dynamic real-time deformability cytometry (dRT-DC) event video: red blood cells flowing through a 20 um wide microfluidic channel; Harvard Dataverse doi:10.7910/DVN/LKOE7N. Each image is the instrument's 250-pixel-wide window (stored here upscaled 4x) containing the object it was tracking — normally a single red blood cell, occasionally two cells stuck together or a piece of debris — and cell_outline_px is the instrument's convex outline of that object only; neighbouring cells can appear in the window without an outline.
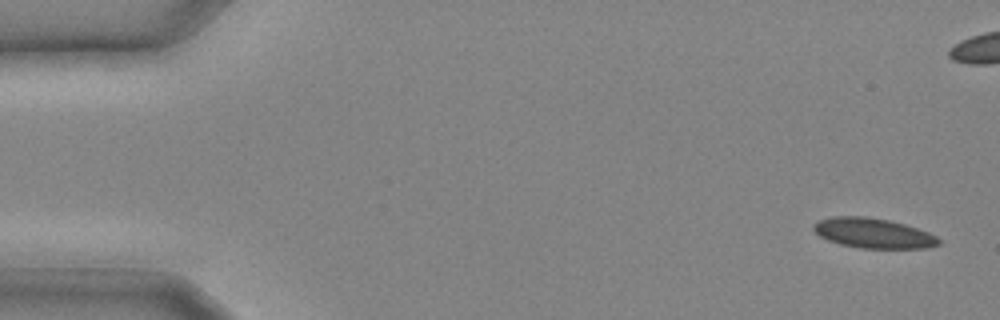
{"species": "common noctule bat (a hibernating species)", "species_latin": "Nyctalus noctula", "temperature_condition": "cold", "stored_images_in_passage": 15, "camera_frame_rate_fps": 3000, "um_per_image_px": 0.085, "animal": {"sex": "male", "body_mass_g": 20.4}, "frame": {"image": 1, "passage_image": 1, "time_ms": 0.0, "image_size_px": [1000, 320], "cell_outline_px": [[940, 244], [928, 248], [860, 248], [840, 244], [828, 240], [820, 236], [812, 228], [812, 224], [816, 220], [832, 216], [864, 216], [888, 220], [904, 224], [928, 232], [936, 236], [940, 240]], "centroid_in_image_um": [74.19, 19.81], "position_along_channel_um": 10.8, "area_um2": 21.91}}
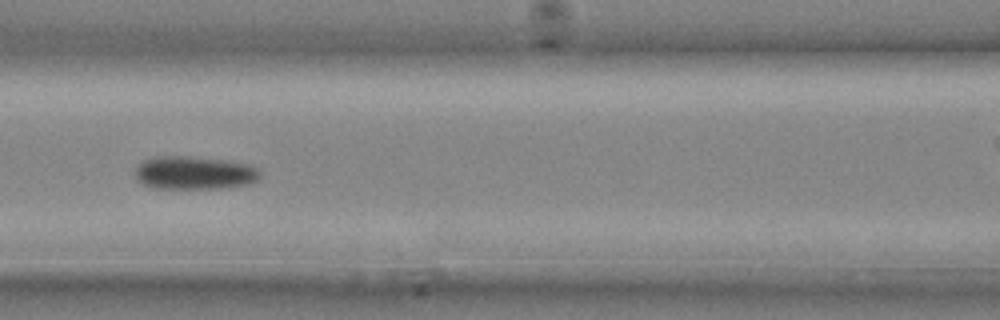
{"frame": {"image": 2, "passage_image": 12, "time_ms": 3.667, "image_size_px": [1000, 320], "cell_outline_px": [[260, 180], [248, 184], [220, 188], [156, 188], [144, 184], [136, 180], [136, 168], [144, 160], [156, 156], [192, 156], [224, 160], [248, 164], [256, 168], [260, 172]], "centroid_in_image_um": [16.53, 14.68], "position_along_channel_um": 150.1, "area_um2": 24.1}}
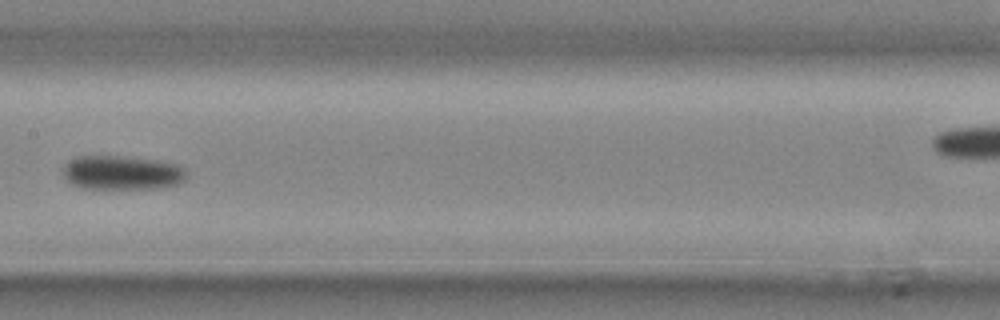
{"frame": {"image": 3, "passage_image": 14, "time_ms": 4.333, "image_size_px": [1000, 320], "cell_outline_px": [[188, 176], [180, 184], [160, 188], [84, 188], [72, 184], [64, 176], [64, 164], [76, 156], [120, 156], [152, 160], [180, 164], [188, 172]], "centroid_in_image_um": [10.42, 14.68], "position_along_channel_um": 197.0, "area_um2": 24.57}}